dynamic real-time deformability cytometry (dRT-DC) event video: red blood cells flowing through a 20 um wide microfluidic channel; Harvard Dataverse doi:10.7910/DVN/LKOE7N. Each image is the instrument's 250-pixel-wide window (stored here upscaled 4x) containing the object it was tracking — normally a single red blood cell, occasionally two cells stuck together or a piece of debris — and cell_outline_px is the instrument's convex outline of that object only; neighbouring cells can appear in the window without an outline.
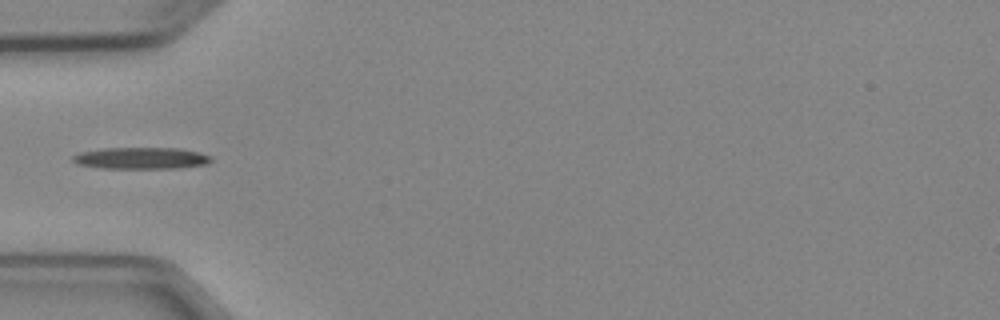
{"species": "Egyptian fruit bat (a non-hibernating species)", "species_latin": "Rousettus aegyptiacus", "temperature_condition": "cold", "stored_images_in_passage": 5, "camera_frame_rate_fps": 3000, "um_per_image_px": 0.085, "animal": {"sex": "female"}, "frame": {"image": 1, "passage_image": 4, "time_ms": 3.667, "image_size_px": [1000, 320], "cell_outline_px": [[212, 160], [208, 164], [176, 168], [100, 168], [76, 164], [72, 160], [72, 156], [80, 152], [104, 148], [176, 148], [196, 152], [212, 156]], "centroid_in_image_um": [11.97, 13.45], "position_along_channel_um": 73.0, "area_um2": 17.4}}
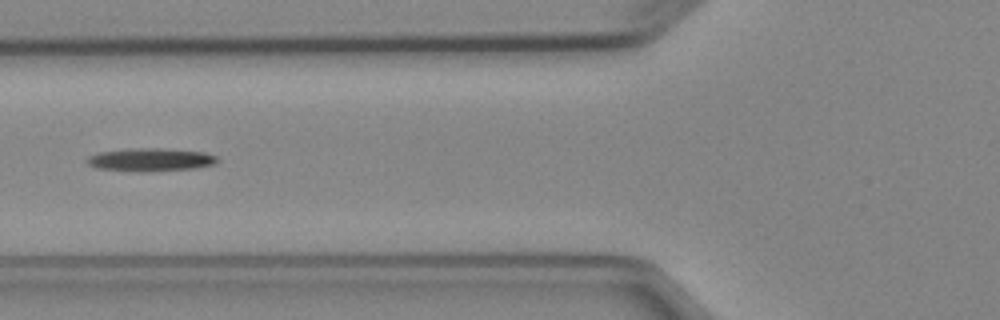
{"frame": {"image": 2, "passage_image": 5, "time_ms": 4.667, "image_size_px": [1000, 320], "cell_outline_px": [[220, 160], [216, 164], [196, 168], [96, 168], [88, 164], [84, 160], [88, 156], [100, 152], [132, 148], [160, 148], [204, 152], [216, 156]], "centroid_in_image_um": [12.85, 13.5], "position_along_channel_um": 113.0, "area_um2": 16.18}}